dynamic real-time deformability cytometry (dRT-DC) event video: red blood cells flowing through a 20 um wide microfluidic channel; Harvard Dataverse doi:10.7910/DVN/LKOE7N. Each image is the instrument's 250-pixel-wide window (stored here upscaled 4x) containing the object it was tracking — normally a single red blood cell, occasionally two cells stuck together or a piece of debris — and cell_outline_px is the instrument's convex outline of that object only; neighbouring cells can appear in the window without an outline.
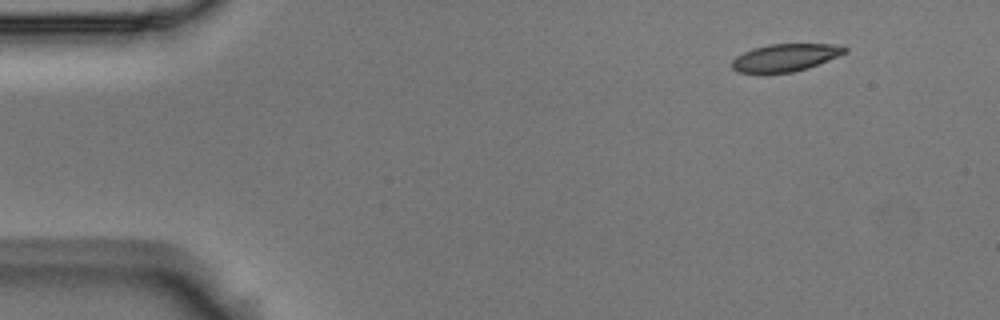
{"species": "Egyptian fruit bat (a non-hibernating species)", "species_latin": "Rousettus aegyptiacus", "temperature_condition": "room temperature", "stored_images_in_passage": 5, "camera_frame_rate_fps": 3000, "um_per_image_px": 0.085, "animal": {"sex": "male"}, "frame": {"image": 1, "passage_image": 1, "time_ms": 0.0, "image_size_px": [1000, 320], "cell_outline_px": [[848, 52], [808, 68], [792, 72], [760, 76], [736, 72], [732, 68], [732, 60], [736, 56], [752, 48], [772, 44], [844, 44], [848, 48]], "centroid_in_image_um": [66.71, 4.93], "position_along_channel_um": 18.3, "area_um2": 18.84}}
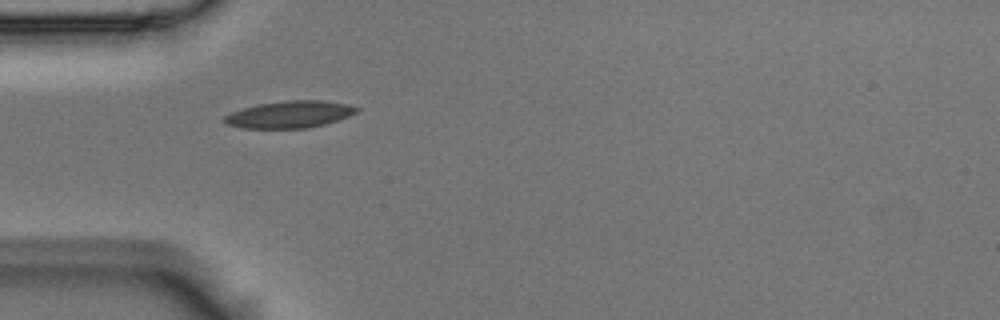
{"frame": {"image": 2, "passage_image": 4, "time_ms": 1.0, "image_size_px": [1000, 320], "cell_outline_px": [[360, 108], [356, 112], [348, 116], [324, 124], [308, 128], [240, 128], [224, 124], [220, 120], [224, 116], [232, 112], [256, 104], [284, 100], [320, 100], [348, 104]], "centroid_in_image_um": [24.55, 9.72], "position_along_channel_um": 60.4, "area_um2": 20.92}}
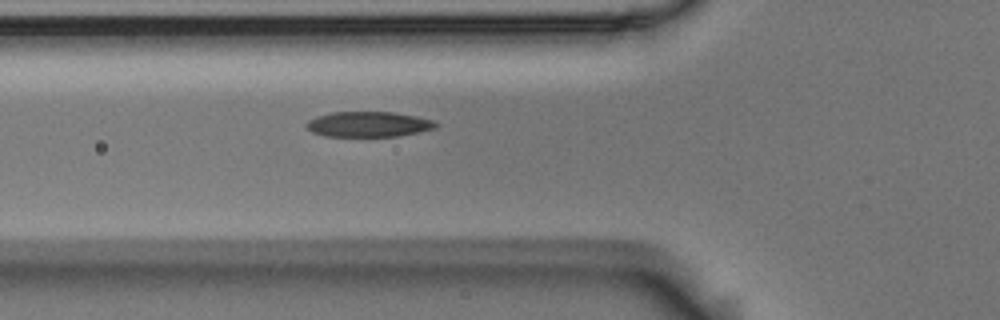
{"frame": {"image": 3, "passage_image": 5, "time_ms": 1.333, "image_size_px": [1000, 320], "cell_outline_px": [[440, 124], [436, 128], [420, 132], [400, 136], [324, 136], [312, 132], [304, 124], [308, 120], [316, 116], [332, 112], [392, 112], [416, 116], [432, 120]], "centroid_in_image_um": [31.33, 10.56], "position_along_channel_um": 94.5, "area_um2": 19.19}}